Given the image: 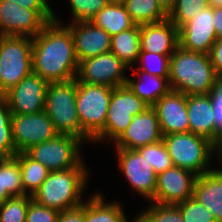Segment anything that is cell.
<instances>
[{
    "label": "cell",
    "instance_id": "19",
    "mask_svg": "<svg viewBox=\"0 0 222 222\" xmlns=\"http://www.w3.org/2000/svg\"><path fill=\"white\" fill-rule=\"evenodd\" d=\"M66 27L71 32L79 62L110 51L111 36L92 22H72Z\"/></svg>",
    "mask_w": 222,
    "mask_h": 222
},
{
    "label": "cell",
    "instance_id": "44",
    "mask_svg": "<svg viewBox=\"0 0 222 222\" xmlns=\"http://www.w3.org/2000/svg\"><path fill=\"white\" fill-rule=\"evenodd\" d=\"M160 8L168 15L174 6L175 0H156Z\"/></svg>",
    "mask_w": 222,
    "mask_h": 222
},
{
    "label": "cell",
    "instance_id": "45",
    "mask_svg": "<svg viewBox=\"0 0 222 222\" xmlns=\"http://www.w3.org/2000/svg\"><path fill=\"white\" fill-rule=\"evenodd\" d=\"M213 88L217 91H222V73L215 75Z\"/></svg>",
    "mask_w": 222,
    "mask_h": 222
},
{
    "label": "cell",
    "instance_id": "11",
    "mask_svg": "<svg viewBox=\"0 0 222 222\" xmlns=\"http://www.w3.org/2000/svg\"><path fill=\"white\" fill-rule=\"evenodd\" d=\"M129 67L111 51L81 60L79 62L77 82L86 84L119 87L126 85L125 70Z\"/></svg>",
    "mask_w": 222,
    "mask_h": 222
},
{
    "label": "cell",
    "instance_id": "16",
    "mask_svg": "<svg viewBox=\"0 0 222 222\" xmlns=\"http://www.w3.org/2000/svg\"><path fill=\"white\" fill-rule=\"evenodd\" d=\"M197 177L190 170L170 167L157 175L155 194L149 202L176 205L193 197Z\"/></svg>",
    "mask_w": 222,
    "mask_h": 222
},
{
    "label": "cell",
    "instance_id": "20",
    "mask_svg": "<svg viewBox=\"0 0 222 222\" xmlns=\"http://www.w3.org/2000/svg\"><path fill=\"white\" fill-rule=\"evenodd\" d=\"M178 46V28L170 19L140 25V52L171 56Z\"/></svg>",
    "mask_w": 222,
    "mask_h": 222
},
{
    "label": "cell",
    "instance_id": "3",
    "mask_svg": "<svg viewBox=\"0 0 222 222\" xmlns=\"http://www.w3.org/2000/svg\"><path fill=\"white\" fill-rule=\"evenodd\" d=\"M88 174L87 167L50 171L32 199L59 212L78 207L84 203Z\"/></svg>",
    "mask_w": 222,
    "mask_h": 222
},
{
    "label": "cell",
    "instance_id": "47",
    "mask_svg": "<svg viewBox=\"0 0 222 222\" xmlns=\"http://www.w3.org/2000/svg\"><path fill=\"white\" fill-rule=\"evenodd\" d=\"M218 164H222V148L220 149V162Z\"/></svg>",
    "mask_w": 222,
    "mask_h": 222
},
{
    "label": "cell",
    "instance_id": "36",
    "mask_svg": "<svg viewBox=\"0 0 222 222\" xmlns=\"http://www.w3.org/2000/svg\"><path fill=\"white\" fill-rule=\"evenodd\" d=\"M111 0H68L72 21H90Z\"/></svg>",
    "mask_w": 222,
    "mask_h": 222
},
{
    "label": "cell",
    "instance_id": "38",
    "mask_svg": "<svg viewBox=\"0 0 222 222\" xmlns=\"http://www.w3.org/2000/svg\"><path fill=\"white\" fill-rule=\"evenodd\" d=\"M60 212L42 206L33 199L29 202L25 222H58Z\"/></svg>",
    "mask_w": 222,
    "mask_h": 222
},
{
    "label": "cell",
    "instance_id": "24",
    "mask_svg": "<svg viewBox=\"0 0 222 222\" xmlns=\"http://www.w3.org/2000/svg\"><path fill=\"white\" fill-rule=\"evenodd\" d=\"M90 22L104 29L111 37L136 25L120 0H111Z\"/></svg>",
    "mask_w": 222,
    "mask_h": 222
},
{
    "label": "cell",
    "instance_id": "27",
    "mask_svg": "<svg viewBox=\"0 0 222 222\" xmlns=\"http://www.w3.org/2000/svg\"><path fill=\"white\" fill-rule=\"evenodd\" d=\"M19 162L14 157H0V204L13 196H23Z\"/></svg>",
    "mask_w": 222,
    "mask_h": 222
},
{
    "label": "cell",
    "instance_id": "42",
    "mask_svg": "<svg viewBox=\"0 0 222 222\" xmlns=\"http://www.w3.org/2000/svg\"><path fill=\"white\" fill-rule=\"evenodd\" d=\"M32 10H53L47 0H4Z\"/></svg>",
    "mask_w": 222,
    "mask_h": 222
},
{
    "label": "cell",
    "instance_id": "41",
    "mask_svg": "<svg viewBox=\"0 0 222 222\" xmlns=\"http://www.w3.org/2000/svg\"><path fill=\"white\" fill-rule=\"evenodd\" d=\"M209 56L216 74L222 73V37L212 46Z\"/></svg>",
    "mask_w": 222,
    "mask_h": 222
},
{
    "label": "cell",
    "instance_id": "5",
    "mask_svg": "<svg viewBox=\"0 0 222 222\" xmlns=\"http://www.w3.org/2000/svg\"><path fill=\"white\" fill-rule=\"evenodd\" d=\"M162 140L173 166L190 170L198 176L213 170L211 158L216 153V159L220 161V149L203 136L185 132L165 135Z\"/></svg>",
    "mask_w": 222,
    "mask_h": 222
},
{
    "label": "cell",
    "instance_id": "23",
    "mask_svg": "<svg viewBox=\"0 0 222 222\" xmlns=\"http://www.w3.org/2000/svg\"><path fill=\"white\" fill-rule=\"evenodd\" d=\"M131 70L135 71L138 80L134 81V79L132 80V78L127 77L126 85L149 107H152L161 97L171 90L169 77L152 75L137 69L135 66H131Z\"/></svg>",
    "mask_w": 222,
    "mask_h": 222
},
{
    "label": "cell",
    "instance_id": "6",
    "mask_svg": "<svg viewBox=\"0 0 222 222\" xmlns=\"http://www.w3.org/2000/svg\"><path fill=\"white\" fill-rule=\"evenodd\" d=\"M32 72V38L0 35V96Z\"/></svg>",
    "mask_w": 222,
    "mask_h": 222
},
{
    "label": "cell",
    "instance_id": "33",
    "mask_svg": "<svg viewBox=\"0 0 222 222\" xmlns=\"http://www.w3.org/2000/svg\"><path fill=\"white\" fill-rule=\"evenodd\" d=\"M136 150L149 162L157 175L173 166L163 140L139 147Z\"/></svg>",
    "mask_w": 222,
    "mask_h": 222
},
{
    "label": "cell",
    "instance_id": "30",
    "mask_svg": "<svg viewBox=\"0 0 222 222\" xmlns=\"http://www.w3.org/2000/svg\"><path fill=\"white\" fill-rule=\"evenodd\" d=\"M150 203L151 205L146 207L147 209L136 216V222H184L181 210L177 205Z\"/></svg>",
    "mask_w": 222,
    "mask_h": 222
},
{
    "label": "cell",
    "instance_id": "29",
    "mask_svg": "<svg viewBox=\"0 0 222 222\" xmlns=\"http://www.w3.org/2000/svg\"><path fill=\"white\" fill-rule=\"evenodd\" d=\"M136 25L161 22L168 15L156 0H120Z\"/></svg>",
    "mask_w": 222,
    "mask_h": 222
},
{
    "label": "cell",
    "instance_id": "40",
    "mask_svg": "<svg viewBox=\"0 0 222 222\" xmlns=\"http://www.w3.org/2000/svg\"><path fill=\"white\" fill-rule=\"evenodd\" d=\"M58 222H85V202L78 207L61 211Z\"/></svg>",
    "mask_w": 222,
    "mask_h": 222
},
{
    "label": "cell",
    "instance_id": "2",
    "mask_svg": "<svg viewBox=\"0 0 222 222\" xmlns=\"http://www.w3.org/2000/svg\"><path fill=\"white\" fill-rule=\"evenodd\" d=\"M215 75L208 54L187 51L178 46L170 57L171 90L185 95L210 94Z\"/></svg>",
    "mask_w": 222,
    "mask_h": 222
},
{
    "label": "cell",
    "instance_id": "26",
    "mask_svg": "<svg viewBox=\"0 0 222 222\" xmlns=\"http://www.w3.org/2000/svg\"><path fill=\"white\" fill-rule=\"evenodd\" d=\"M140 50V25L111 37L110 51L129 68L135 66Z\"/></svg>",
    "mask_w": 222,
    "mask_h": 222
},
{
    "label": "cell",
    "instance_id": "14",
    "mask_svg": "<svg viewBox=\"0 0 222 222\" xmlns=\"http://www.w3.org/2000/svg\"><path fill=\"white\" fill-rule=\"evenodd\" d=\"M118 166L124 177L136 191L147 200L154 197L157 174L149 162L137 150L116 149Z\"/></svg>",
    "mask_w": 222,
    "mask_h": 222
},
{
    "label": "cell",
    "instance_id": "9",
    "mask_svg": "<svg viewBox=\"0 0 222 222\" xmlns=\"http://www.w3.org/2000/svg\"><path fill=\"white\" fill-rule=\"evenodd\" d=\"M83 143L76 136L57 134L48 141L32 146L26 153L49 171L86 167L80 152Z\"/></svg>",
    "mask_w": 222,
    "mask_h": 222
},
{
    "label": "cell",
    "instance_id": "32",
    "mask_svg": "<svg viewBox=\"0 0 222 222\" xmlns=\"http://www.w3.org/2000/svg\"><path fill=\"white\" fill-rule=\"evenodd\" d=\"M209 6V0H175L173 8L168 14V19L179 29L195 17L199 11Z\"/></svg>",
    "mask_w": 222,
    "mask_h": 222
},
{
    "label": "cell",
    "instance_id": "7",
    "mask_svg": "<svg viewBox=\"0 0 222 222\" xmlns=\"http://www.w3.org/2000/svg\"><path fill=\"white\" fill-rule=\"evenodd\" d=\"M113 87L77 82L76 109L83 132L93 140L104 128Z\"/></svg>",
    "mask_w": 222,
    "mask_h": 222
},
{
    "label": "cell",
    "instance_id": "35",
    "mask_svg": "<svg viewBox=\"0 0 222 222\" xmlns=\"http://www.w3.org/2000/svg\"><path fill=\"white\" fill-rule=\"evenodd\" d=\"M170 57L157 53L140 52L138 55L137 69L159 77H169Z\"/></svg>",
    "mask_w": 222,
    "mask_h": 222
},
{
    "label": "cell",
    "instance_id": "17",
    "mask_svg": "<svg viewBox=\"0 0 222 222\" xmlns=\"http://www.w3.org/2000/svg\"><path fill=\"white\" fill-rule=\"evenodd\" d=\"M162 138L157 114L153 107H148L133 117L131 124L114 141V145L115 149L136 150L157 143Z\"/></svg>",
    "mask_w": 222,
    "mask_h": 222
},
{
    "label": "cell",
    "instance_id": "8",
    "mask_svg": "<svg viewBox=\"0 0 222 222\" xmlns=\"http://www.w3.org/2000/svg\"><path fill=\"white\" fill-rule=\"evenodd\" d=\"M148 107L127 85L113 88L105 126L92 142H105L107 138L114 143L131 124L133 117L142 113Z\"/></svg>",
    "mask_w": 222,
    "mask_h": 222
},
{
    "label": "cell",
    "instance_id": "18",
    "mask_svg": "<svg viewBox=\"0 0 222 222\" xmlns=\"http://www.w3.org/2000/svg\"><path fill=\"white\" fill-rule=\"evenodd\" d=\"M163 136L189 132L186 95L170 90L153 106Z\"/></svg>",
    "mask_w": 222,
    "mask_h": 222
},
{
    "label": "cell",
    "instance_id": "13",
    "mask_svg": "<svg viewBox=\"0 0 222 222\" xmlns=\"http://www.w3.org/2000/svg\"><path fill=\"white\" fill-rule=\"evenodd\" d=\"M48 84V81L33 72L25 76L3 95L12 114H35L44 111Z\"/></svg>",
    "mask_w": 222,
    "mask_h": 222
},
{
    "label": "cell",
    "instance_id": "1",
    "mask_svg": "<svg viewBox=\"0 0 222 222\" xmlns=\"http://www.w3.org/2000/svg\"><path fill=\"white\" fill-rule=\"evenodd\" d=\"M56 15L32 38V72L48 82L76 79L79 68L71 32Z\"/></svg>",
    "mask_w": 222,
    "mask_h": 222
},
{
    "label": "cell",
    "instance_id": "10",
    "mask_svg": "<svg viewBox=\"0 0 222 222\" xmlns=\"http://www.w3.org/2000/svg\"><path fill=\"white\" fill-rule=\"evenodd\" d=\"M53 10H32L0 0V35L35 37L49 22Z\"/></svg>",
    "mask_w": 222,
    "mask_h": 222
},
{
    "label": "cell",
    "instance_id": "21",
    "mask_svg": "<svg viewBox=\"0 0 222 222\" xmlns=\"http://www.w3.org/2000/svg\"><path fill=\"white\" fill-rule=\"evenodd\" d=\"M189 132L215 144V121L210 94L186 95Z\"/></svg>",
    "mask_w": 222,
    "mask_h": 222
},
{
    "label": "cell",
    "instance_id": "22",
    "mask_svg": "<svg viewBox=\"0 0 222 222\" xmlns=\"http://www.w3.org/2000/svg\"><path fill=\"white\" fill-rule=\"evenodd\" d=\"M196 178L193 198L208 208L216 222H222V165Z\"/></svg>",
    "mask_w": 222,
    "mask_h": 222
},
{
    "label": "cell",
    "instance_id": "12",
    "mask_svg": "<svg viewBox=\"0 0 222 222\" xmlns=\"http://www.w3.org/2000/svg\"><path fill=\"white\" fill-rule=\"evenodd\" d=\"M11 126L18 153L26 152L32 146L48 141L58 134L45 111L35 114H12Z\"/></svg>",
    "mask_w": 222,
    "mask_h": 222
},
{
    "label": "cell",
    "instance_id": "15",
    "mask_svg": "<svg viewBox=\"0 0 222 222\" xmlns=\"http://www.w3.org/2000/svg\"><path fill=\"white\" fill-rule=\"evenodd\" d=\"M179 46L187 51L208 54L217 41L214 7L209 6L178 29Z\"/></svg>",
    "mask_w": 222,
    "mask_h": 222
},
{
    "label": "cell",
    "instance_id": "4",
    "mask_svg": "<svg viewBox=\"0 0 222 222\" xmlns=\"http://www.w3.org/2000/svg\"><path fill=\"white\" fill-rule=\"evenodd\" d=\"M77 80L49 82L45 113L58 134L76 136L84 143L92 140L83 132L76 109Z\"/></svg>",
    "mask_w": 222,
    "mask_h": 222
},
{
    "label": "cell",
    "instance_id": "34",
    "mask_svg": "<svg viewBox=\"0 0 222 222\" xmlns=\"http://www.w3.org/2000/svg\"><path fill=\"white\" fill-rule=\"evenodd\" d=\"M32 196H13L0 204V222H25Z\"/></svg>",
    "mask_w": 222,
    "mask_h": 222
},
{
    "label": "cell",
    "instance_id": "43",
    "mask_svg": "<svg viewBox=\"0 0 222 222\" xmlns=\"http://www.w3.org/2000/svg\"><path fill=\"white\" fill-rule=\"evenodd\" d=\"M214 28L217 38L222 37V7H214Z\"/></svg>",
    "mask_w": 222,
    "mask_h": 222
},
{
    "label": "cell",
    "instance_id": "31",
    "mask_svg": "<svg viewBox=\"0 0 222 222\" xmlns=\"http://www.w3.org/2000/svg\"><path fill=\"white\" fill-rule=\"evenodd\" d=\"M11 116L7 100L0 96V157H14L18 153L13 141Z\"/></svg>",
    "mask_w": 222,
    "mask_h": 222
},
{
    "label": "cell",
    "instance_id": "39",
    "mask_svg": "<svg viewBox=\"0 0 222 222\" xmlns=\"http://www.w3.org/2000/svg\"><path fill=\"white\" fill-rule=\"evenodd\" d=\"M210 97L213 104V115L215 121V145L222 148V91L214 88L210 91Z\"/></svg>",
    "mask_w": 222,
    "mask_h": 222
},
{
    "label": "cell",
    "instance_id": "37",
    "mask_svg": "<svg viewBox=\"0 0 222 222\" xmlns=\"http://www.w3.org/2000/svg\"><path fill=\"white\" fill-rule=\"evenodd\" d=\"M176 205L181 210L184 222H216L212 212L193 197Z\"/></svg>",
    "mask_w": 222,
    "mask_h": 222
},
{
    "label": "cell",
    "instance_id": "28",
    "mask_svg": "<svg viewBox=\"0 0 222 222\" xmlns=\"http://www.w3.org/2000/svg\"><path fill=\"white\" fill-rule=\"evenodd\" d=\"M14 158L19 162L24 193L33 196L46 180L50 171L32 159L26 152L17 153Z\"/></svg>",
    "mask_w": 222,
    "mask_h": 222
},
{
    "label": "cell",
    "instance_id": "25",
    "mask_svg": "<svg viewBox=\"0 0 222 222\" xmlns=\"http://www.w3.org/2000/svg\"><path fill=\"white\" fill-rule=\"evenodd\" d=\"M85 201V222H129L121 203L106 202L101 193H94Z\"/></svg>",
    "mask_w": 222,
    "mask_h": 222
},
{
    "label": "cell",
    "instance_id": "46",
    "mask_svg": "<svg viewBox=\"0 0 222 222\" xmlns=\"http://www.w3.org/2000/svg\"><path fill=\"white\" fill-rule=\"evenodd\" d=\"M210 6L222 7V0H209Z\"/></svg>",
    "mask_w": 222,
    "mask_h": 222
}]
</instances>
